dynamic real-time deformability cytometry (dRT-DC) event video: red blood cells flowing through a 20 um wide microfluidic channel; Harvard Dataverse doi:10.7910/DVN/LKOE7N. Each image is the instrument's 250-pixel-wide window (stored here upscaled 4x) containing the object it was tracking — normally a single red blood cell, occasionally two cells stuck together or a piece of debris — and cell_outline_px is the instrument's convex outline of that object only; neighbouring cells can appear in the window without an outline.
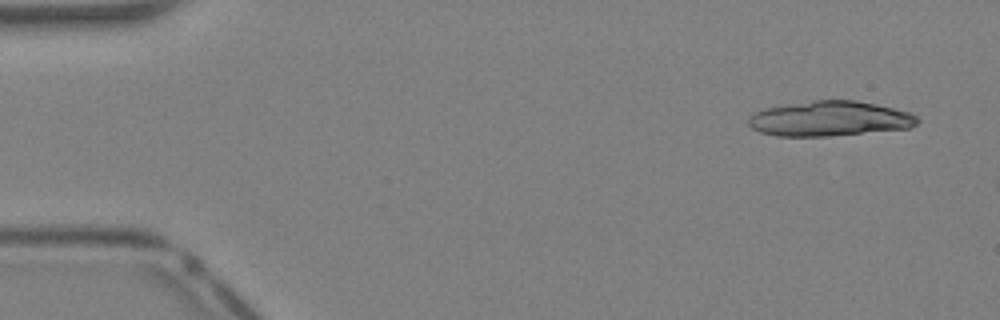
{"species": "Egyptian fruit bat (a non-hibernating species)", "species_latin": "Rousettus aegyptiacus", "temperature_condition": "warm", "stored_images_in_passage": 7, "camera_frame_rate_fps": 3000, "um_per_image_px": 0.085, "animal": {"sex": "female"}, "frame": {"image": 1, "passage_image": 1, "time_ms": 0.0, "image_size_px": [1000, 320], "cell_outline_px": [[920, 120], [912, 128], [828, 136], [776, 136], [760, 132], [752, 128], [748, 124], [748, 116], [764, 108], [788, 104], [816, 100], [856, 100], [876, 104], [908, 112], [916, 116]], "centroid_in_image_um": [70.51, 10.09], "position_along_channel_um": 14.5, "area_um2": 34.45}}